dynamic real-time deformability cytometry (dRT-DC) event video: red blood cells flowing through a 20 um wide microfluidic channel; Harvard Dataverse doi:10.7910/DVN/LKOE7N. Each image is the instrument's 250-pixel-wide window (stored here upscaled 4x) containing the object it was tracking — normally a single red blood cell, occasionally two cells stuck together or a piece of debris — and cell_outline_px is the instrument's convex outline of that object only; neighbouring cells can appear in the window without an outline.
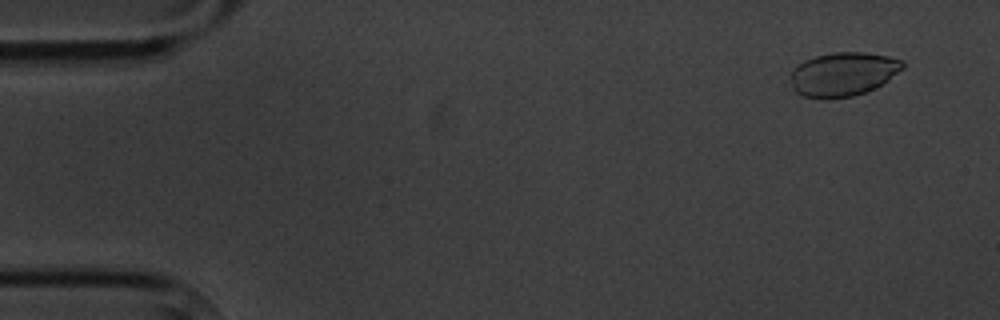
{"species": "common noctule bat (a hibernating species)", "species_latin": "Nyctalus noctula", "temperature_condition": "cold", "stored_images_in_passage": 6, "camera_frame_rate_fps": 3000, "um_per_image_px": 0.085, "animal": {"sex": "male", "body_mass_g": 20.1, "forearm_length_mm": 53.5}, "frame": {"image": 1, "passage_image": 2, "time_ms": 1.0, "image_size_px": [1000, 320], "cell_outline_px": [[904, 68], [888, 80], [868, 92], [852, 96], [828, 100], [824, 100], [804, 96], [796, 92], [792, 88], [792, 72], [804, 60], [816, 56], [832, 52], [864, 52], [888, 56], [904, 60]], "centroid_in_image_um": [71.69, 6.32], "position_along_channel_um": 13.3, "area_um2": 28.84}}